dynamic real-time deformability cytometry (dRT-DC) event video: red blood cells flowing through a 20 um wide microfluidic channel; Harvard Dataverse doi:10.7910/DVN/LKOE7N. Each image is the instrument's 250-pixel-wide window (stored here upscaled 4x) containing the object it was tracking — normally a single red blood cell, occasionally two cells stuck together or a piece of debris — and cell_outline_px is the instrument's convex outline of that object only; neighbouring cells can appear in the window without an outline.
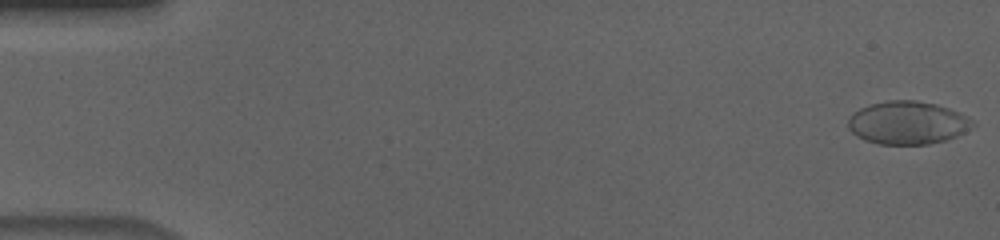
{"species": "human", "species_latin": "Homo sapiens", "temperature_condition": "cold", "stored_images_in_passage": 56, "camera_frame_rate_fps": 3000, "um_per_image_px": 0.085, "donor": {"sex": "male"}, "frame": {"image": 1, "passage_image": 1, "time_ms": 0.0, "image_size_px": [1000, 240], "cell_outline_px": [[976, 124], [964, 132], [956, 136], [944, 140], [928, 144], [880, 144], [864, 140], [856, 136], [848, 128], [848, 120], [852, 112], [860, 108], [872, 104], [888, 100], [916, 100], [936, 104], [960, 112], [968, 116]], "centroid_in_image_um": [77.14, 10.43], "position_along_channel_um": 7.9, "area_um2": 31.27}}
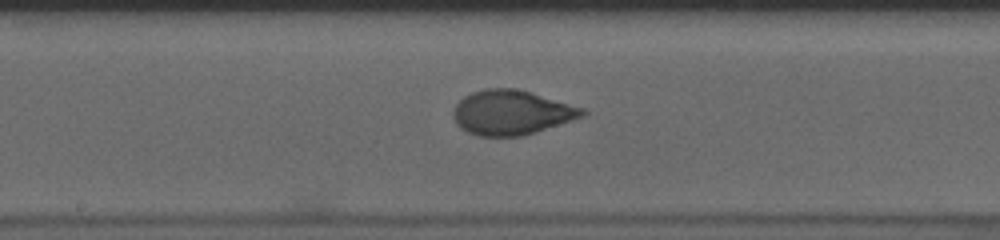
{"frame": {"image": 2, "passage_image": 30, "time_ms": 9.667, "image_size_px": [1000, 240], "cell_outline_px": [[588, 112], [584, 116], [536, 132], [520, 136], [480, 136], [468, 132], [460, 128], [456, 124], [452, 116], [452, 112], [456, 104], [464, 96], [472, 92], [484, 88], [516, 88], [588, 108]], "centroid_in_image_um": [43.5, 9.55], "position_along_channel_um": 204.7, "area_um2": 33.87}}
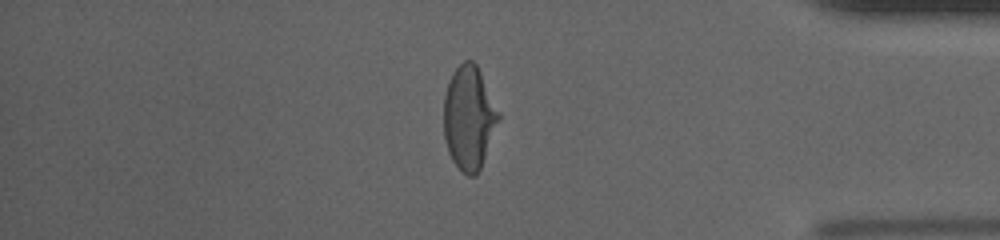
{"frame": {"image": 3, "passage_image": 48, "time_ms": 15.667, "image_size_px": [1000, 240], "cell_outline_px": [[500, 116], [480, 168], [476, 176], [468, 176], [460, 172], [452, 160], [448, 152], [444, 136], [444, 96], [448, 80], [452, 72], [464, 60], [472, 60], [476, 64], [500, 112]], "centroid_in_image_um": [39.84, 10.01], "position_along_channel_um": 395.4, "area_um2": 33.0}, "authors_computed_cell_mechanics": {"area_um2": 33.1194, "velocity_mm_per_s": 3.6351, "shape_relaxation_time_tau1_ms": 5.0651, "shape_relaxation_time_tau2_ms": null, "deformation_change_tau1": 0.2002, "deformation_change_tau2": null}}